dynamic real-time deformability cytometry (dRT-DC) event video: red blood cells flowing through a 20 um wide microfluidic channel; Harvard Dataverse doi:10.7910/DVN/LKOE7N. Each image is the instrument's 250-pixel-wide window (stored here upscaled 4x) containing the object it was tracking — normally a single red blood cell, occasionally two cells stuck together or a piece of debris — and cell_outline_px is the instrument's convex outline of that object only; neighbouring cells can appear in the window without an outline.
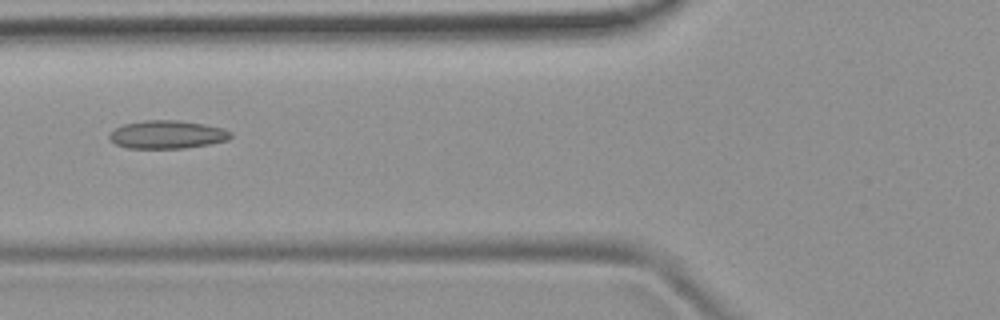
{"species": "common noctule bat (a hibernating species)", "species_latin": "Nyctalus noctula", "temperature_condition": "room temperature", "stored_images_in_passage": 6, "camera_frame_rate_fps": 3000, "um_per_image_px": 0.085, "animal": {"sex": "female", "body_mass_g": 19.9}, "frame": {"image": 1, "passage_image": 6, "time_ms": 5.667, "image_size_px": [1000, 320], "cell_outline_px": [[232, 136], [228, 140], [208, 144], [184, 148], [128, 148], [116, 144], [108, 136], [116, 128], [124, 124], [144, 120], [176, 120], [204, 124], [224, 128], [232, 132]], "centroid_in_image_um": [14.24, 11.43], "position_along_channel_um": 111.6, "area_um2": 19.77}}